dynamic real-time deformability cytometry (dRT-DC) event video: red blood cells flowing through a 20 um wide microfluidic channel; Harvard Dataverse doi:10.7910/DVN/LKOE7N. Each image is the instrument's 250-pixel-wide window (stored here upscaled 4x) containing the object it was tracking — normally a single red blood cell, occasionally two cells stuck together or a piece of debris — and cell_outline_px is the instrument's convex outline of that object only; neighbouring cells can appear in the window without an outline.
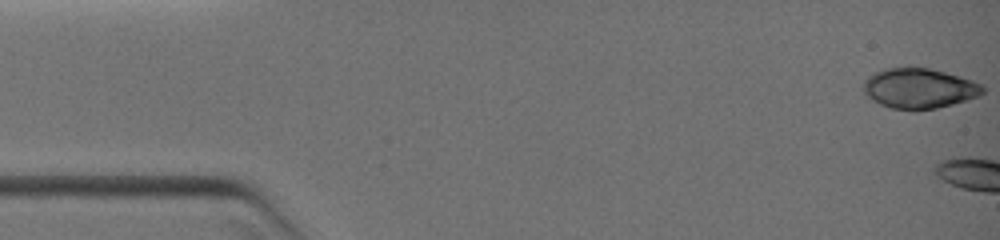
{"species": "common noctule bat (a hibernating species)", "species_latin": "Nyctalus noctula", "temperature_condition": "warm", "stored_images_in_passage": 4, "camera_frame_rate_fps": 3000, "um_per_image_px": 0.085, "animal": {"sex": "female", "body_mass_g": 19.0, "forearm_length_mm": 51.5}, "frame": {"image": 1, "passage_image": 1, "time_ms": 0.0, "image_size_px": [1000, 240], "cell_outline_px": [[984, 92], [980, 96], [952, 104], [936, 108], [892, 108], [880, 104], [864, 96], [864, 80], [872, 72], [884, 68], [928, 68], [960, 76], [984, 84]], "centroid_in_image_um": [78.12, 7.49], "position_along_channel_um": 6.9, "area_um2": 27.69}}